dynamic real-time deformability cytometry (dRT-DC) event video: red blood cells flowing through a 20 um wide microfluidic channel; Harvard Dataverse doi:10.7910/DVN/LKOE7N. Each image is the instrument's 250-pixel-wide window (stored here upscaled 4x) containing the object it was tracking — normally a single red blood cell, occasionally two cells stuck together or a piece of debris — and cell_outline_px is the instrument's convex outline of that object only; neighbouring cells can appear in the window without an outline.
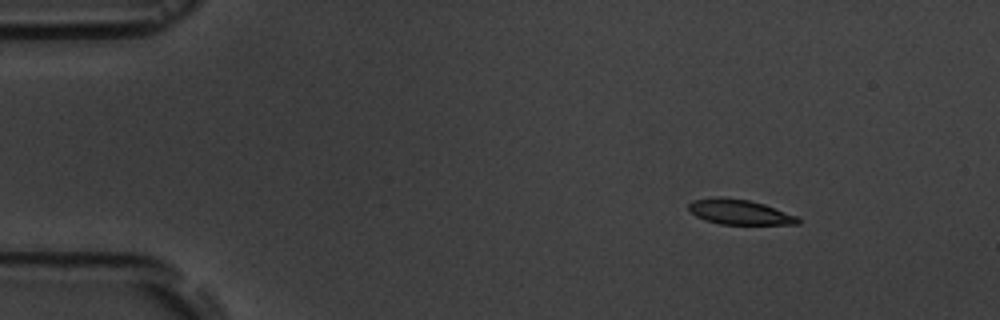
{"species": "common noctule bat (a hibernating species)", "species_latin": "Nyctalus noctula", "temperature_condition": "room temperature", "stored_images_in_passage": 5, "camera_frame_rate_fps": 3000, "um_per_image_px": 0.085, "animal": {"sex": "male", "body_mass_g": 19.5, "forearm_length_mm": 54.6}, "frame": {"image": 1, "passage_image": 1, "time_ms": 0.0, "image_size_px": [1000, 320], "cell_outline_px": [[800, 224], [720, 224], [704, 220], [696, 216], [688, 208], [688, 204], [692, 200], [716, 196], [720, 196], [748, 200], [764, 204], [796, 216], [800, 220]], "centroid_in_image_um": [62.81, 18.01], "position_along_channel_um": 22.2, "area_um2": 15.9}}
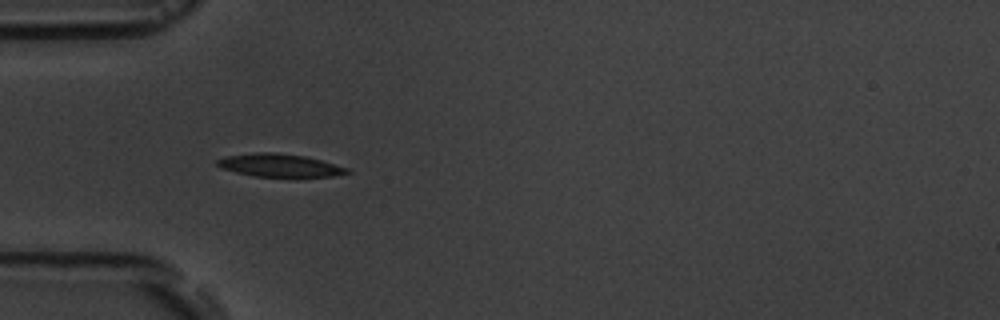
{"frame": {"image": 2, "passage_image": 4, "time_ms": 3.333, "image_size_px": [1000, 320], "cell_outline_px": [[352, 172], [332, 176], [296, 180], [252, 176], [236, 172], [224, 168], [216, 164], [216, 160], [224, 156], [252, 152], [276, 152], [304, 156], [320, 160], [348, 168]], "centroid_in_image_um": [23.8, 14.1], "position_along_channel_um": 61.2, "area_um2": 18.32}}
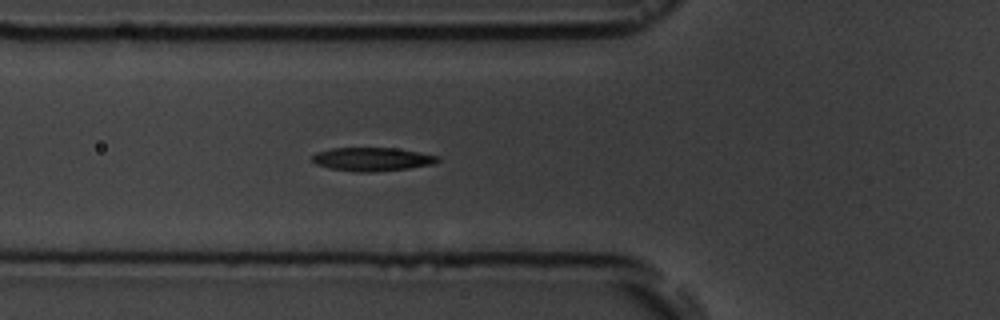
{"frame": {"image": 3, "passage_image": 5, "time_ms": 4.333, "image_size_px": [1000, 320], "cell_outline_px": [[440, 160], [436, 164], [408, 168], [372, 172], [356, 172], [328, 168], [316, 164], [312, 160], [312, 156], [316, 152], [332, 148], [396, 148], [440, 156]], "centroid_in_image_um": [31.65, 13.53], "position_along_channel_um": 94.2, "area_um2": 17.28}}